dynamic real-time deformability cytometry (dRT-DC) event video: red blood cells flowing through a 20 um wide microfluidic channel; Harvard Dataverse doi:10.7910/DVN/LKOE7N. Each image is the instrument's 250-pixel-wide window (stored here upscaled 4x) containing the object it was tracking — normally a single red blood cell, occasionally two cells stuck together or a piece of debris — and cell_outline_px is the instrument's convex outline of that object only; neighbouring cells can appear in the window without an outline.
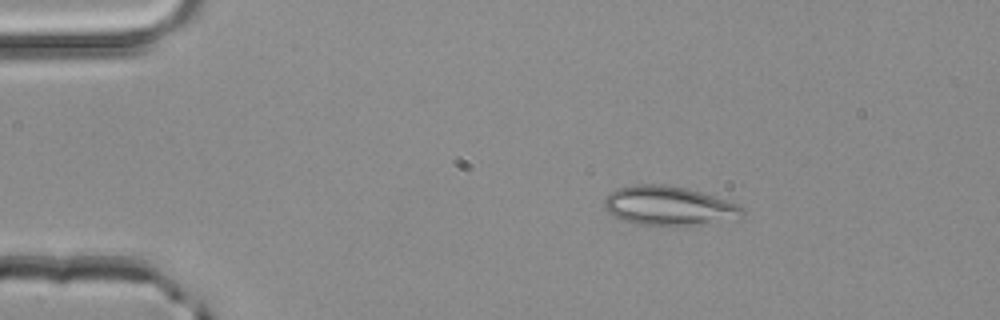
{"species": "common noctule bat (a hibernating species)", "species_latin": "Nyctalus noctula", "temperature_condition": "room temperature", "stored_images_in_passage": 2, "camera_frame_rate_fps": 3000, "um_per_image_px": 0.085, "animal": {"sex": "male", "body_mass_g": 20.4}, "frame": {"image": 1, "passage_image": 1, "time_ms": 0.0, "image_size_px": [1000, 320], "cell_outline_px": [[744, 212], [692, 224], [636, 224], [620, 220], [612, 216], [604, 208], [604, 196], [616, 188], [632, 184], [664, 184], [688, 188], [736, 204], [744, 208]], "centroid_in_image_um": [56.59, 17.43], "position_along_channel_um": 28.4, "area_um2": 30.23}}